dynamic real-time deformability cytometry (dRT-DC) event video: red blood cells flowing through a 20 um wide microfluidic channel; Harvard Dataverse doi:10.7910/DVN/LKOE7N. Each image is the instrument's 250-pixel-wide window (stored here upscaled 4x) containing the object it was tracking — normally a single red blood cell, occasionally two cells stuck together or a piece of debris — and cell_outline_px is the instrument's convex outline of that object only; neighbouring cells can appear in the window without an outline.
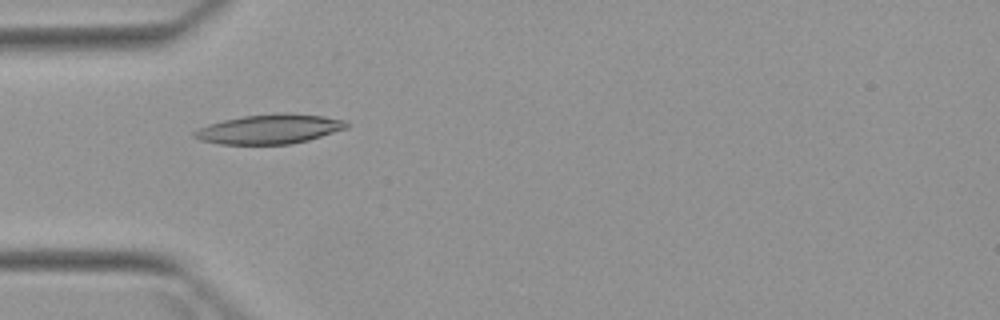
{"species": "Egyptian fruit bat (a non-hibernating species)", "species_latin": "Rousettus aegyptiacus", "temperature_condition": "warm", "stored_images_in_passage": 4, "camera_frame_rate_fps": 3000, "um_per_image_px": 0.085, "animal": {"sex": "female"}, "frame": {"image": 1, "passage_image": 2, "time_ms": 1.0, "image_size_px": [1000, 320], "cell_outline_px": [[348, 128], [308, 140], [292, 144], [220, 144], [200, 140], [192, 136], [192, 132], [208, 124], [224, 120], [244, 116], [276, 112], [280, 112], [324, 116], [348, 120]], "centroid_in_image_um": [22.93, 10.96], "position_along_channel_um": 62.1, "area_um2": 26.3}}
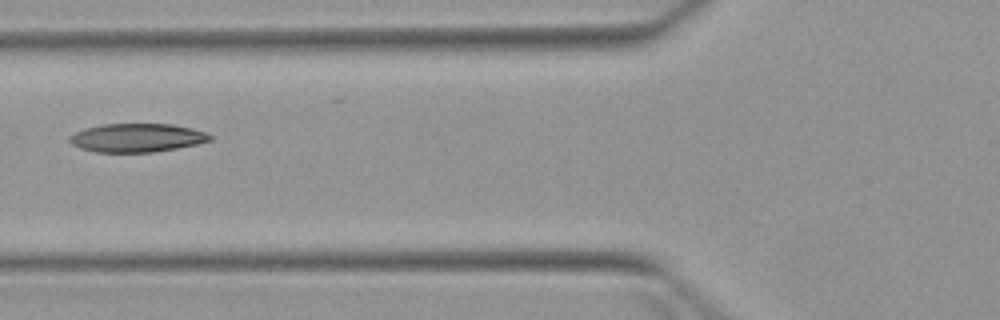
{"frame": {"image": 2, "passage_image": 3, "time_ms": 2.333, "image_size_px": [1000, 320], "cell_outline_px": [[212, 140], [196, 144], [176, 148], [152, 152], [96, 152], [80, 148], [72, 144], [68, 140], [68, 136], [84, 128], [100, 124], [172, 124], [192, 128], [208, 132], [212, 136]], "centroid_in_image_um": [11.63, 11.7], "position_along_channel_um": 114.2, "area_um2": 23.47}}
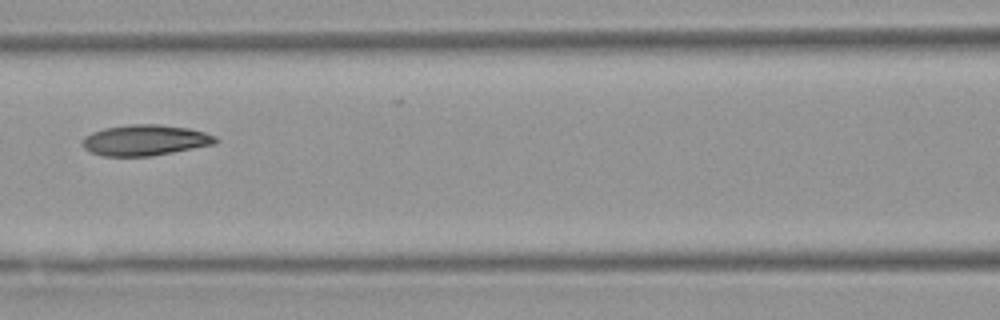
{"frame": {"image": 3, "passage_image": 4, "time_ms": 3.333, "image_size_px": [1000, 320], "cell_outline_px": [[216, 140], [212, 144], [152, 156], [104, 156], [92, 152], [84, 148], [84, 136], [92, 132], [104, 128], [132, 124], [160, 124], [188, 128], [204, 132], [216, 136]], "centroid_in_image_um": [12.31, 11.91], "position_along_channel_um": 154.3, "area_um2": 23.52}}